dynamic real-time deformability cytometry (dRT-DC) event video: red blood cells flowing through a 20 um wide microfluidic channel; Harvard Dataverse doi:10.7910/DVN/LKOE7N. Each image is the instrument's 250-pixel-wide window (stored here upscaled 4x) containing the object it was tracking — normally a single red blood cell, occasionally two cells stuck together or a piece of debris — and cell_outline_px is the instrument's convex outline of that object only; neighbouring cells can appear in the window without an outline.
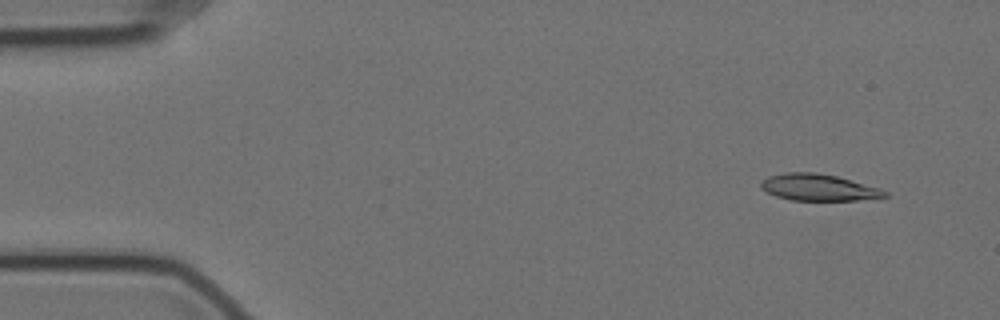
{"species": "Egyptian fruit bat (a non-hibernating species)", "species_latin": "Rousettus aegyptiacus", "temperature_condition": "cold", "stored_images_in_passage": 58, "camera_frame_rate_fps": 3000, "um_per_image_px": 0.085, "animal": {"sex": "female"}, "frame": {"image": 1, "passage_image": 5, "time_ms": 1.333, "image_size_px": [1000, 320], "cell_outline_px": [[888, 196], [876, 200], [792, 200], [776, 196], [760, 188], [760, 180], [768, 176], [784, 172], [816, 172], [836, 176], [880, 188], [888, 192]], "centroid_in_image_um": [69.6, 15.93], "position_along_channel_um": 15.4, "area_um2": 19.48}}
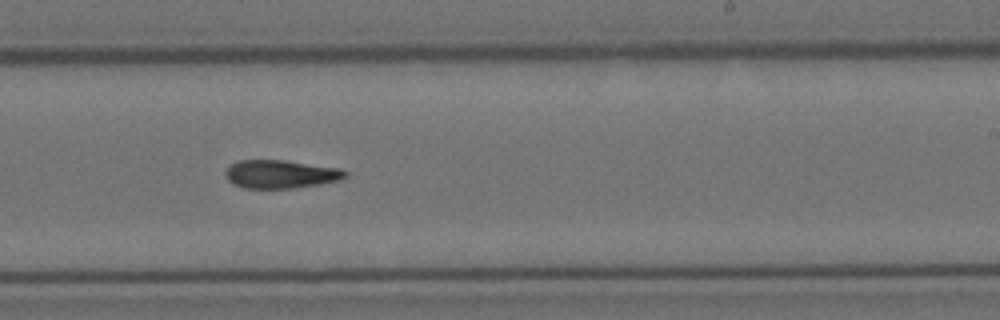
{"frame": {"image": 2, "passage_image": 35, "time_ms": 11.333, "image_size_px": [1000, 320], "cell_outline_px": [[348, 176], [340, 180], [320, 184], [292, 188], [244, 188], [232, 184], [224, 176], [224, 172], [236, 160], [284, 160], [340, 168], [348, 172]], "centroid_in_image_um": [23.85, 14.8], "position_along_channel_um": 265.2, "area_um2": 19.88}}
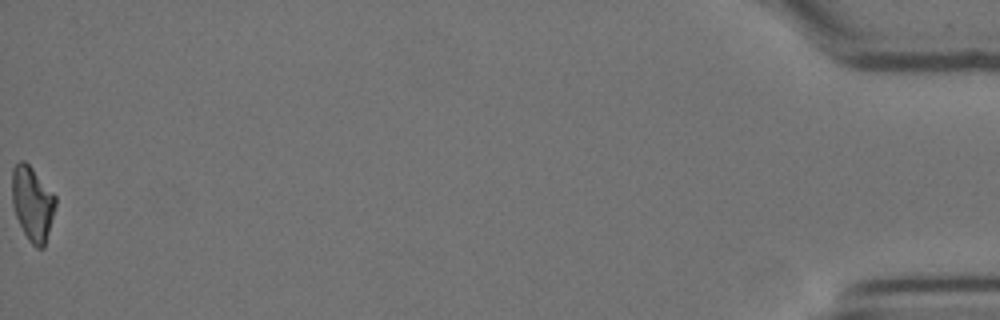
{"frame": {"image": 3, "passage_image": 58, "time_ms": 19.0, "image_size_px": [1000, 320], "cell_outline_px": [[56, 204], [44, 248], [36, 248], [28, 240], [16, 216], [12, 204], [12, 168], [20, 160], [24, 160], [32, 168], [56, 196]], "centroid_in_image_um": [2.75, 17.29], "position_along_channel_um": 432.5, "area_um2": 18.73}}